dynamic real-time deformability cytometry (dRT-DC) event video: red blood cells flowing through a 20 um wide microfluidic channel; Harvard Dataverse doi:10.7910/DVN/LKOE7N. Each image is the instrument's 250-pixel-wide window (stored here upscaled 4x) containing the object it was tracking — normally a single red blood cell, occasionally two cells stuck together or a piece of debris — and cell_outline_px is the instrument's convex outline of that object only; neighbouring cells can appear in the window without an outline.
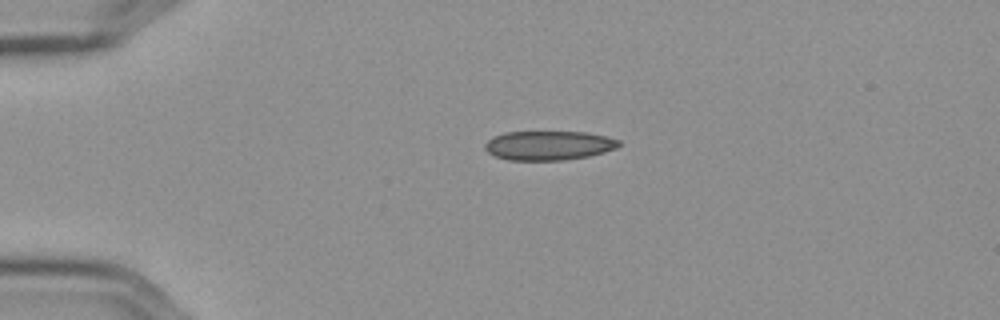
{"species": "Egyptian fruit bat (a non-hibernating species)", "species_latin": "Rousettus aegyptiacus", "temperature_condition": "cold", "stored_images_in_passage": 44, "camera_frame_rate_fps": 3000, "um_per_image_px": 0.085, "frame": {"image": 1, "passage_image": 1, "time_ms": 0.0, "image_size_px": [1000, 320], "cell_outline_px": [[620, 144], [616, 148], [604, 152], [588, 156], [564, 160], [508, 160], [496, 156], [488, 152], [484, 148], [484, 144], [492, 136], [504, 132], [588, 132], [620, 140]], "centroid_in_image_um": [46.61, 12.36], "position_along_channel_um": 38.4, "area_um2": 22.83}}
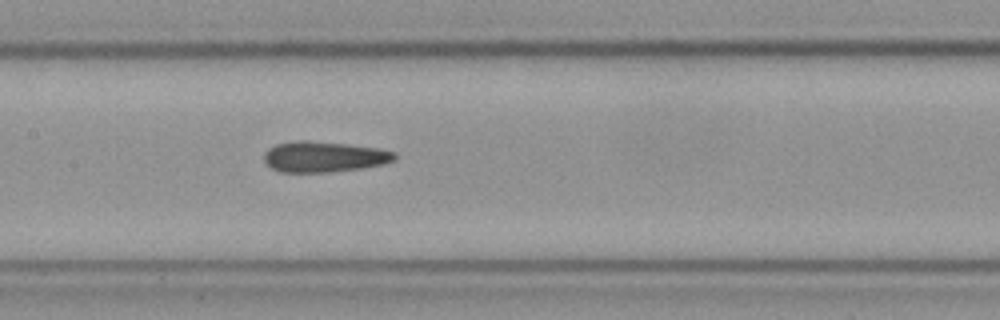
{"frame": {"image": 2, "passage_image": 16, "time_ms": 5.0, "image_size_px": [1000, 320], "cell_outline_px": [[396, 160], [384, 164], [360, 168], [328, 172], [280, 172], [272, 168], [264, 160], [264, 152], [268, 148], [276, 144], [296, 140], [308, 140], [380, 148], [396, 152]], "centroid_in_image_um": [27.54, 13.32], "position_along_channel_um": 179.9, "area_um2": 23.41}}
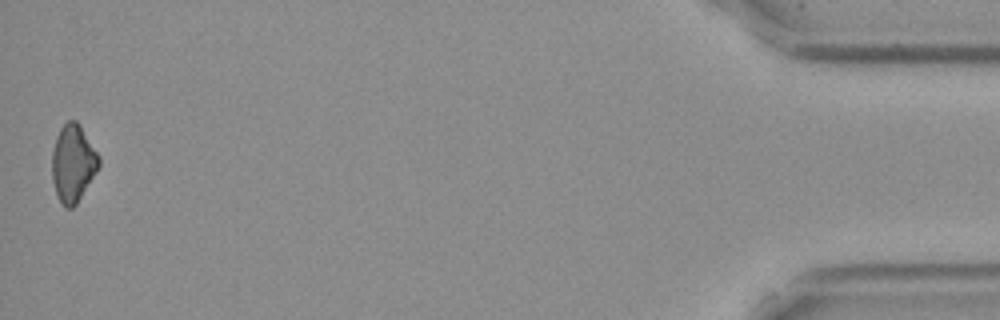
{"frame": {"image": 3, "passage_image": 44, "time_ms": 14.333, "image_size_px": [1000, 320], "cell_outline_px": [[100, 164], [96, 172], [76, 204], [72, 208], [64, 208], [60, 204], [56, 196], [52, 180], [52, 152], [56, 136], [60, 128], [68, 120], [76, 120], [80, 124], [100, 156]], "centroid_in_image_um": [6.19, 13.88], "position_along_channel_um": 429.0, "area_um2": 21.33}, "authors_computed_cell_mechanics": {"area_um2": 22.8888, "velocity_mm_per_s": 3.5958, "shape_relaxation_time_tau1_ms": null, "shape_relaxation_time_tau2_ms": 5.3766, "deformation_change_tau1": null, "deformation_change_tau2": 0.1156}}